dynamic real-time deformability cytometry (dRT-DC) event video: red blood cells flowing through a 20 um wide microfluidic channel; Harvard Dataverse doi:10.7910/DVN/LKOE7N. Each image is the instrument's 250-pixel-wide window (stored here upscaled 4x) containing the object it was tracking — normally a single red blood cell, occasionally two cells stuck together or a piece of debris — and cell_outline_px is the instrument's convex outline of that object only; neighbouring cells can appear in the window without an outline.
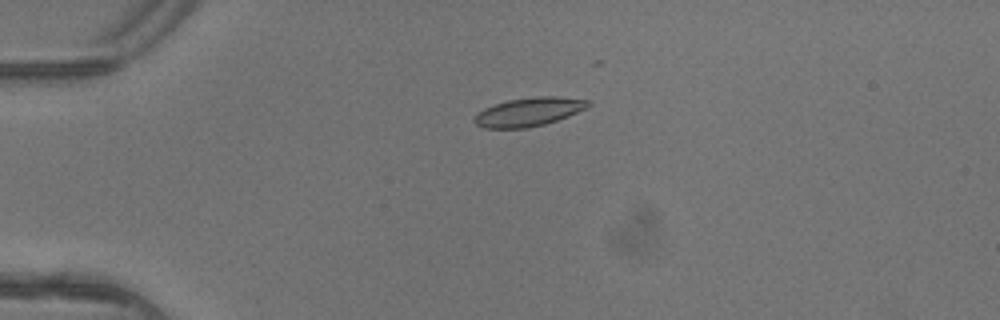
{"species": "common noctule bat (a hibernating species)", "species_latin": "Nyctalus noctula", "temperature_condition": "warm", "stored_images_in_passage": 6, "camera_frame_rate_fps": 3000, "um_per_image_px": 0.085, "animal": {"sex": "female"}, "frame": {"image": 1, "passage_image": 4, "time_ms": 1.0, "image_size_px": [1000, 320], "cell_outline_px": [[592, 104], [588, 108], [568, 116], [544, 124], [528, 128], [484, 128], [476, 124], [472, 120], [484, 108], [508, 100], [536, 96], [556, 96], [592, 100]], "centroid_in_image_um": [45.01, 9.5], "position_along_channel_um": 40.0, "area_um2": 19.02}}
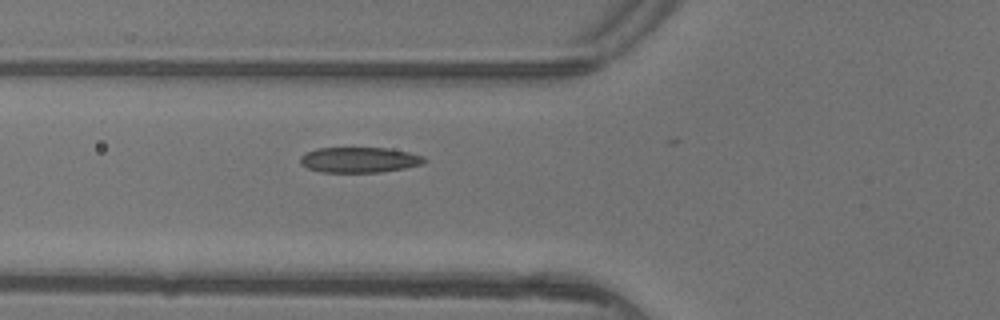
{"frame": {"image": 2, "passage_image": 6, "time_ms": 1.667, "image_size_px": [1000, 320], "cell_outline_px": [[428, 160], [424, 164], [404, 168], [380, 172], [320, 172], [308, 168], [300, 164], [300, 156], [304, 152], [316, 148], [384, 148], [408, 152], [424, 156]], "centroid_in_image_um": [30.53, 13.59], "position_along_channel_um": 95.3, "area_um2": 18.5}}